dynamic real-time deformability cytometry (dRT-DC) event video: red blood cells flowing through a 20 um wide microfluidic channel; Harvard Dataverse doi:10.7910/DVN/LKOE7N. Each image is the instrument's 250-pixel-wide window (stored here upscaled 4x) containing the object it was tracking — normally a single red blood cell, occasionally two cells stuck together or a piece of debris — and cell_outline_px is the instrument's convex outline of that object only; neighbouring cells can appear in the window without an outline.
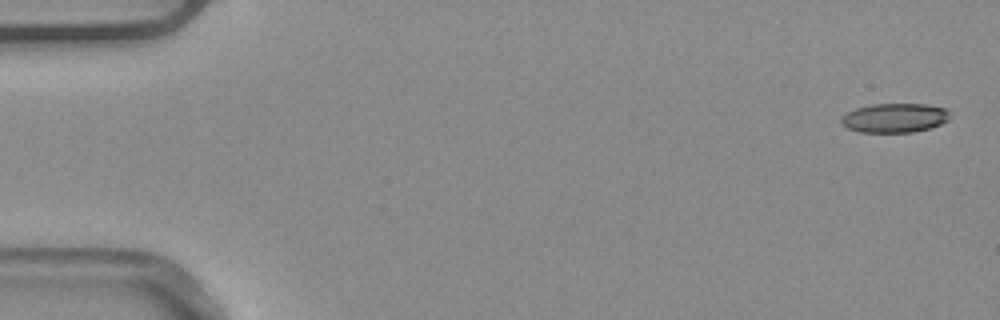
{"species": "common noctule bat (a hibernating species)", "species_latin": "Nyctalus noctula", "temperature_condition": "warm", "stored_images_in_passage": 6, "segment_of_instrument_passage": [1, 2], "camera_frame_rate_fps": 3000, "um_per_image_px": 0.085, "animal": {"sex": "male", "body_mass_g": 20.4}, "frame": {"image": 1, "passage_image": 1, "time_ms": 0.0, "image_size_px": [1000, 320], "cell_outline_px": [[948, 120], [940, 124], [928, 128], [912, 132], [860, 132], [848, 128], [840, 124], [840, 120], [848, 112], [856, 108], [872, 104], [924, 104], [944, 108], [948, 112]], "centroid_in_image_um": [76.01, 10.02], "position_along_channel_um": 9.0, "area_um2": 18.26}}